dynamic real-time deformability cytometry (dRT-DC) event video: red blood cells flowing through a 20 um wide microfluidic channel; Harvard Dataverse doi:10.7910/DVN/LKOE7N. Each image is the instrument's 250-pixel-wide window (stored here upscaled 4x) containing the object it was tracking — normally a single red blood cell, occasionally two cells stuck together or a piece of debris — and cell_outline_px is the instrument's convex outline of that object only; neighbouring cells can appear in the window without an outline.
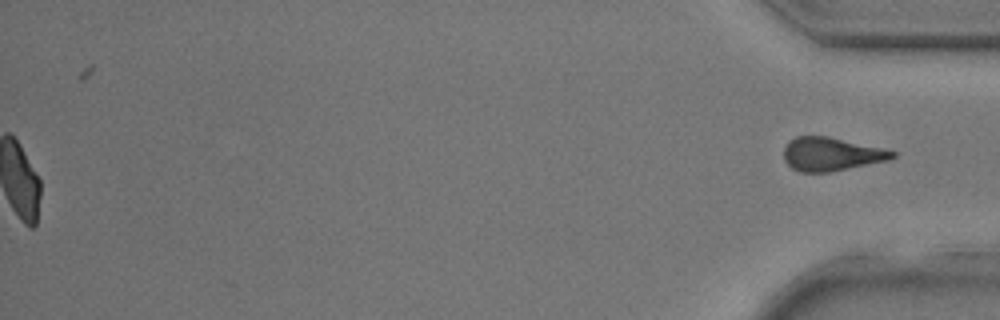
{"species": "common noctule bat (a hibernating species)", "species_latin": "Nyctalus noctula", "temperature_condition": "room temperature", "stored_images_in_passage": 33, "segment_of_instrument_passage": [2, 2], "camera_frame_rate_fps": 3000, "um_per_image_px": 0.085, "animal": {"sex": "male", "body_mass_g": 17.9, "forearm_length_mm": 54.2}, "frame": {"image": 1, "passage_image": 33, "time_ms": 10.667, "image_size_px": [1000, 320], "cell_outline_px": [[896, 156], [888, 160], [828, 172], [800, 172], [792, 168], [784, 160], [784, 148], [788, 140], [796, 136], [828, 136], [884, 148], [896, 152]], "centroid_in_image_um": [70.64, 13.09], "position_along_channel_um": 364.6, "area_um2": 21.15}}